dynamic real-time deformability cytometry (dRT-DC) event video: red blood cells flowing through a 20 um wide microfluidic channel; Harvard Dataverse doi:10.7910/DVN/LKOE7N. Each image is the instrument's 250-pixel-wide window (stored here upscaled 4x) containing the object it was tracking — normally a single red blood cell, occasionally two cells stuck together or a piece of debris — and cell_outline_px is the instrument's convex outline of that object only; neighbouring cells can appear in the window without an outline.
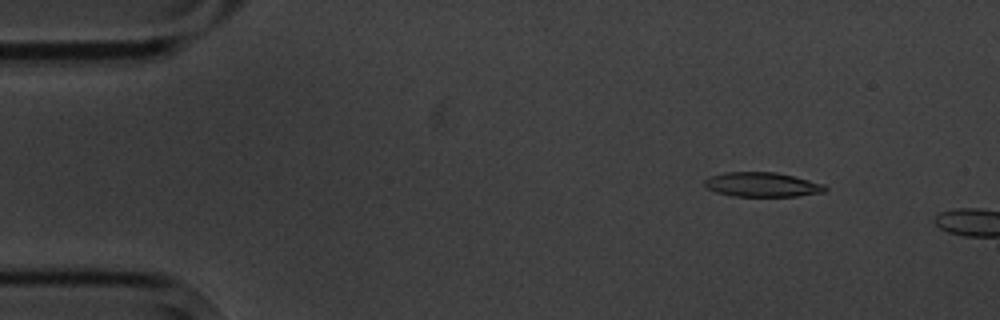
{"species": "common noctule bat (a hibernating species)", "species_latin": "Nyctalus noctula", "temperature_condition": "cold", "stored_images_in_passage": 3, "camera_frame_rate_fps": 3000, "um_per_image_px": 0.085, "animal": {"sex": "male", "body_mass_g": 20.1, "forearm_length_mm": 53.5}, "frame": {"image": 1, "passage_image": 2, "time_ms": 1.333, "image_size_px": [1000, 320], "cell_outline_px": [[828, 188], [824, 192], [796, 196], [732, 196], [716, 192], [708, 188], [704, 184], [704, 180], [708, 176], [724, 172], [776, 172], [824, 184]], "centroid_in_image_um": [64.75, 15.69], "position_along_channel_um": 20.2, "area_um2": 17.17}}